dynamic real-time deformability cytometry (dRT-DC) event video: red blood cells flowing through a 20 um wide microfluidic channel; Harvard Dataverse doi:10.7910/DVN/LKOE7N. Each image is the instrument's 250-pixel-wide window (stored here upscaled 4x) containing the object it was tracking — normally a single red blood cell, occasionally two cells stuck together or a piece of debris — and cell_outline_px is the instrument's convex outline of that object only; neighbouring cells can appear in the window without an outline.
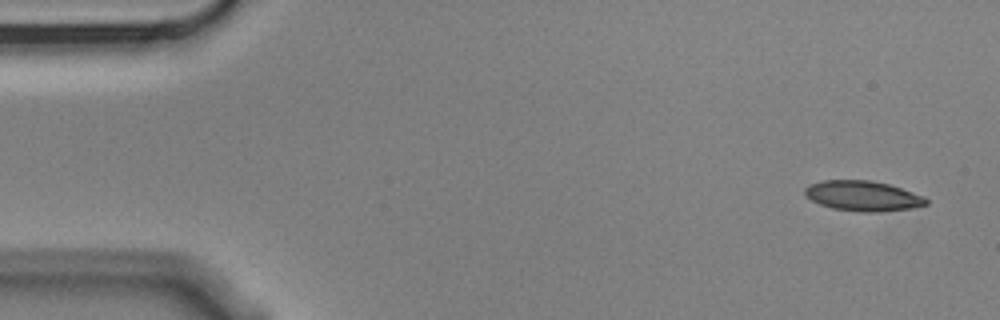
{"species": "Egyptian fruit bat (a non-hibernating species)", "species_latin": "Rousettus aegyptiacus", "temperature_condition": "cold", "stored_images_in_passage": 4, "camera_frame_rate_fps": 3000, "um_per_image_px": 0.085, "animal": {"sex": "male"}, "frame": {"image": 1, "passage_image": 1, "time_ms": 0.0, "image_size_px": [1000, 320], "cell_outline_px": [[928, 204], [912, 208], [876, 212], [864, 212], [832, 208], [820, 204], [812, 200], [804, 192], [804, 188], [812, 184], [824, 180], [868, 180], [888, 184], [924, 196], [928, 200]], "centroid_in_image_um": [73.36, 16.65], "position_along_channel_um": 11.6, "area_um2": 21.04}}
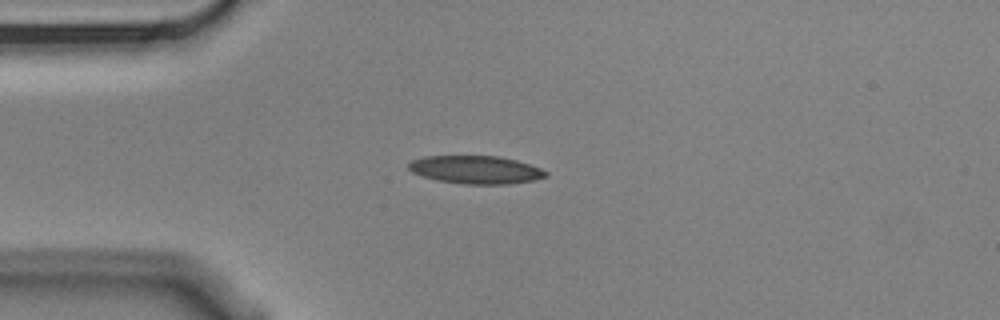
{"frame": {"image": 2, "passage_image": 4, "time_ms": 1.0, "image_size_px": [1000, 320], "cell_outline_px": [[548, 176], [536, 180], [508, 184], [464, 184], [436, 180], [412, 172], [408, 168], [408, 164], [412, 160], [424, 156], [500, 156], [516, 160], [540, 168], [548, 172]], "centroid_in_image_um": [40.46, 14.43], "position_along_channel_um": 44.5, "area_um2": 22.43}}